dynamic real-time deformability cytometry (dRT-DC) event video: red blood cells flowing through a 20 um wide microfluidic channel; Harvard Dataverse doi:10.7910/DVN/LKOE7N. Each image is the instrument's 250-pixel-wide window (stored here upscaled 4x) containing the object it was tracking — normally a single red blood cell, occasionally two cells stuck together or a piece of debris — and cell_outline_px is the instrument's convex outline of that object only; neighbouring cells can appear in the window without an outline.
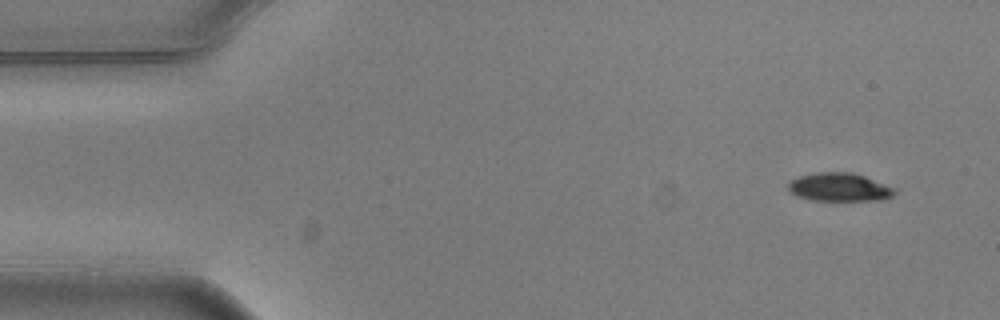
{"species": "common noctule bat (a hibernating species)", "species_latin": "Nyctalus noctula", "temperature_condition": "warm", "stored_images_in_passage": 4, "camera_frame_rate_fps": 3000, "um_per_image_px": 0.085, "animal": {"sex": "male", "body_mass_g": 20.5, "forearm_length_mm": 52.5}, "frame": {"image": 1, "passage_image": 1, "time_ms": 0.0, "image_size_px": [1000, 320], "cell_outline_px": [[896, 192], [892, 196], [884, 200], [812, 200], [796, 196], [788, 188], [788, 184], [792, 180], [800, 176], [816, 172], [852, 172], [864, 176], [896, 188]], "centroid_in_image_um": [71.37, 15.91], "position_along_channel_um": 13.6, "area_um2": 17.51}}
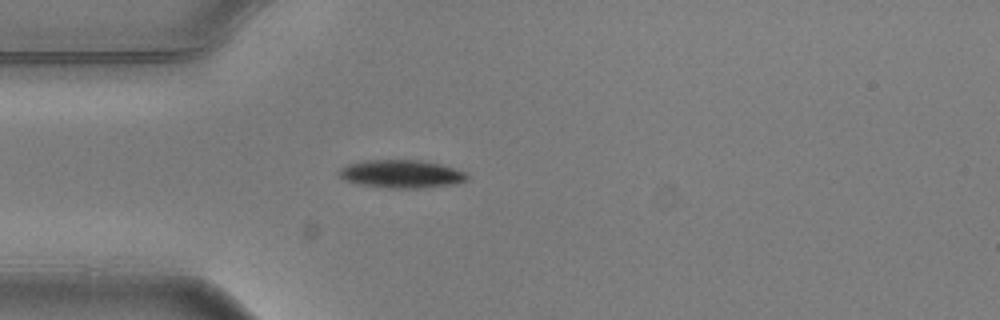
{"frame": {"image": 2, "passage_image": 4, "time_ms": 1.0, "image_size_px": [1000, 320], "cell_outline_px": [[468, 180], [456, 184], [420, 188], [388, 188], [360, 184], [344, 180], [336, 172], [340, 168], [348, 164], [364, 160], [420, 160], [440, 164], [468, 172]], "centroid_in_image_um": [34.14, 14.78], "position_along_channel_um": 50.9, "area_um2": 21.1}}